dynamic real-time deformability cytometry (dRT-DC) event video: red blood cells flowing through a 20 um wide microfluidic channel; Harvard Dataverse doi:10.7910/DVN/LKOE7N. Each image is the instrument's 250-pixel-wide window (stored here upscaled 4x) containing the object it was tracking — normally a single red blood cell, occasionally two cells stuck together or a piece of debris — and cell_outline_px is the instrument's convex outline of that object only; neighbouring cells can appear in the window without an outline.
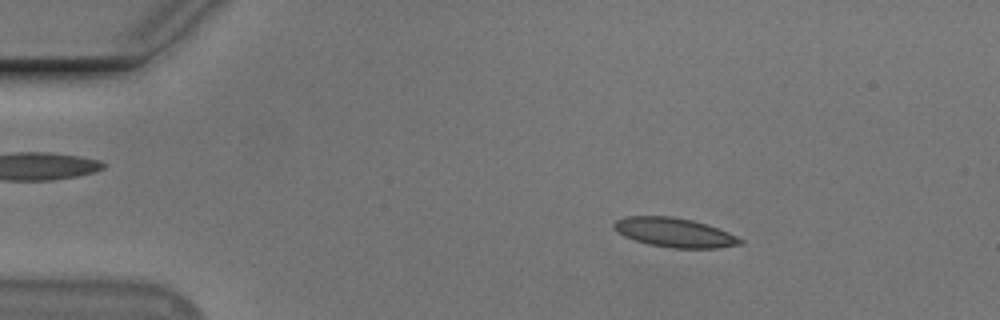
{"species": "Egyptian fruit bat (a non-hibernating species)", "species_latin": "Rousettus aegyptiacus", "temperature_condition": "cold", "stored_images_in_passage": 55, "camera_frame_rate_fps": 3000, "um_per_image_px": 0.085, "animal": {"sex": "male"}, "frame": {"image": 1, "passage_image": 9, "time_ms": 2.667, "image_size_px": [1000, 320], "cell_outline_px": [[744, 244], [716, 248], [672, 248], [648, 244], [624, 236], [616, 232], [612, 228], [612, 224], [616, 220], [624, 216], [672, 216], [692, 220], [728, 232], [744, 240]], "centroid_in_image_um": [57.29, 19.76], "position_along_channel_um": 27.7, "area_um2": 21.56}}
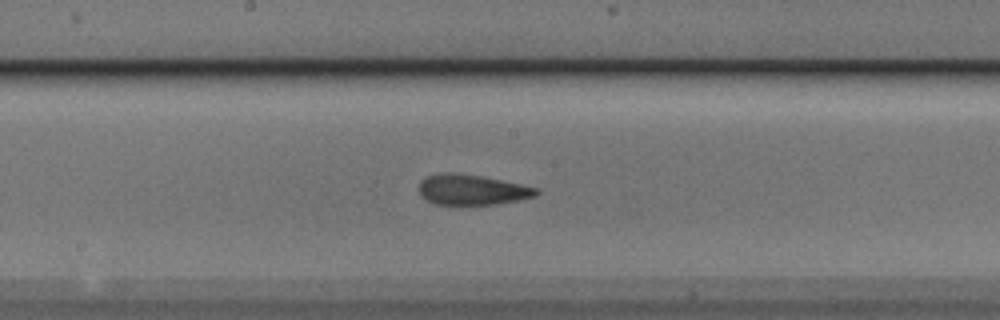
{"frame": {"image": 2, "passage_image": 29, "time_ms": 9.333, "image_size_px": [1000, 320], "cell_outline_px": [[540, 192], [536, 196], [520, 200], [496, 204], [436, 204], [420, 196], [420, 180], [428, 176], [440, 172], [452, 172], [480, 176], [520, 184], [536, 188]], "centroid_in_image_um": [40.11, 16.12], "position_along_channel_um": 208.1, "area_um2": 20.58}}
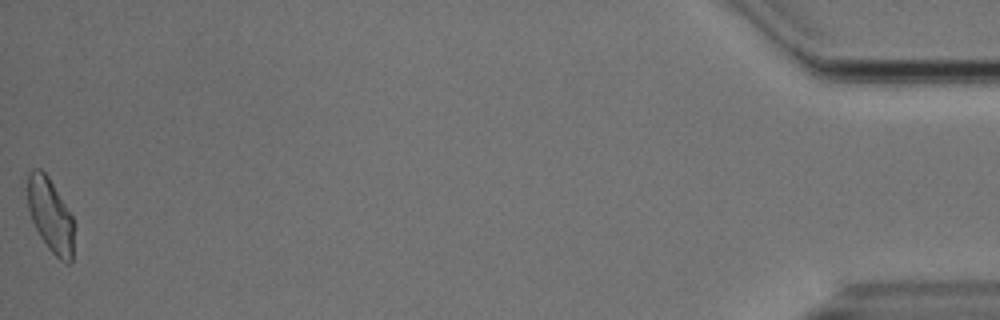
{"frame": {"image": 3, "passage_image": 55, "time_ms": 18.0, "image_size_px": [1000, 320], "cell_outline_px": [[76, 228], [72, 260], [68, 264], [60, 260], [48, 248], [40, 236], [32, 220], [28, 208], [28, 172], [32, 168], [40, 168], [48, 176], [72, 216], [76, 224]], "centroid_in_image_um": [4.33, 18.33], "position_along_channel_um": 430.9, "area_um2": 20.23}, "authors_computed_cell_mechanics": {"area_um2": 20.808, "velocity_mm_per_s": 3.7052, "shape_relaxation_time_tau1_ms": 4.0269, "shape_relaxation_time_tau2_ms": 1.9153, "deformation_change_tau1": 0.1574, "deformation_change_tau2": 0.1043}}